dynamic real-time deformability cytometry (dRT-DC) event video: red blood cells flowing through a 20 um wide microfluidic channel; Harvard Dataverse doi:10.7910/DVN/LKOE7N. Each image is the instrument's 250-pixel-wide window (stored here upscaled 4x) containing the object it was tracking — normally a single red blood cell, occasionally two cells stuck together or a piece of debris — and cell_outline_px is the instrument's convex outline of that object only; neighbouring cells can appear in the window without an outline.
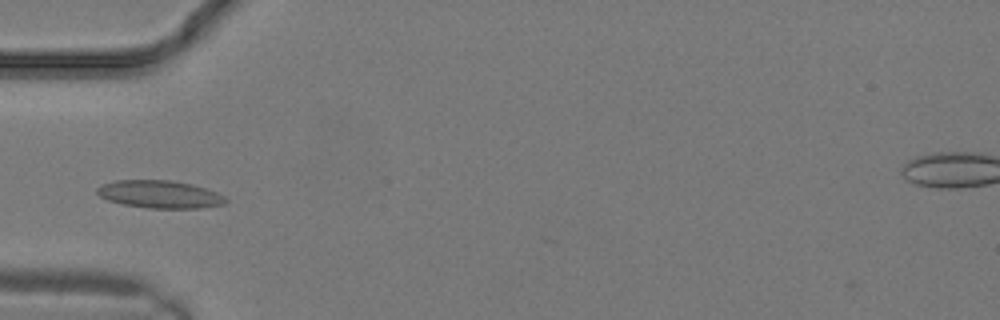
{"species": "common noctule bat (a hibernating species)", "species_latin": "Nyctalus noctula", "temperature_condition": "warm", "stored_images_in_passage": 9, "camera_frame_rate_fps": 3000, "um_per_image_px": 0.085, "animal": {"sex": "male", "body_mass_g": 19.2, "forearm_length_mm": 51.8}, "frame": {"image": 1, "passage_image": 8, "time_ms": 2.333, "image_size_px": [1000, 320], "cell_outline_px": [[228, 200], [224, 204], [200, 208], [148, 208], [124, 204], [108, 200], [100, 196], [96, 192], [96, 188], [100, 184], [116, 180], [168, 180], [192, 184], [216, 192], [224, 196]], "centroid_in_image_um": [13.56, 16.51], "position_along_channel_um": 71.4, "area_um2": 20.69}}